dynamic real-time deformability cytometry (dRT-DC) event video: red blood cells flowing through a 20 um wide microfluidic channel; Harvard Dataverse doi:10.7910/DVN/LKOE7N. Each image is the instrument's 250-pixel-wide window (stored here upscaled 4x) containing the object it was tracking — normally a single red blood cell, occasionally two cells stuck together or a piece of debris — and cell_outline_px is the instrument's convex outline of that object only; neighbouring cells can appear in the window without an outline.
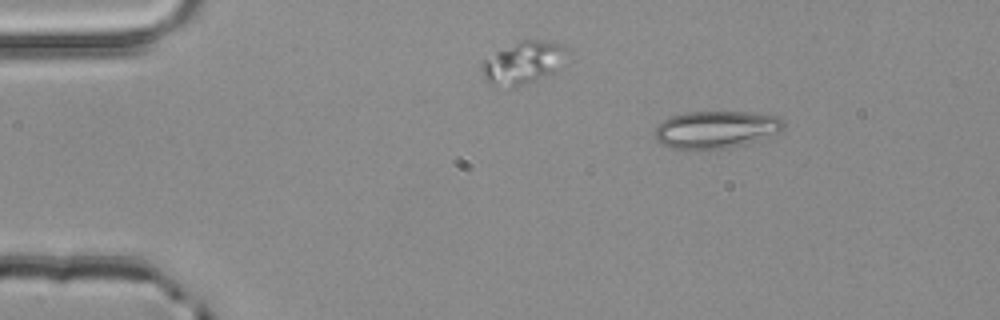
{"species": "common noctule bat (a hibernating species)", "species_latin": "Nyctalus noctula", "temperature_condition": "room temperature", "stored_images_in_passage": 2, "camera_frame_rate_fps": 3000, "um_per_image_px": 0.085, "animal": {"sex": "male", "body_mass_g": 20.4}, "frame": {"image": 1, "passage_image": 1, "time_ms": 0.0, "image_size_px": [1000, 320], "cell_outline_px": [[784, 124], [780, 132], [760, 140], [744, 144], [708, 152], [672, 148], [660, 144], [652, 136], [656, 128], [664, 120], [672, 116], [688, 112], [748, 112], [776, 116], [784, 120]], "centroid_in_image_um": [60.82, 11.05], "position_along_channel_um": 24.2, "area_um2": 28.61}}